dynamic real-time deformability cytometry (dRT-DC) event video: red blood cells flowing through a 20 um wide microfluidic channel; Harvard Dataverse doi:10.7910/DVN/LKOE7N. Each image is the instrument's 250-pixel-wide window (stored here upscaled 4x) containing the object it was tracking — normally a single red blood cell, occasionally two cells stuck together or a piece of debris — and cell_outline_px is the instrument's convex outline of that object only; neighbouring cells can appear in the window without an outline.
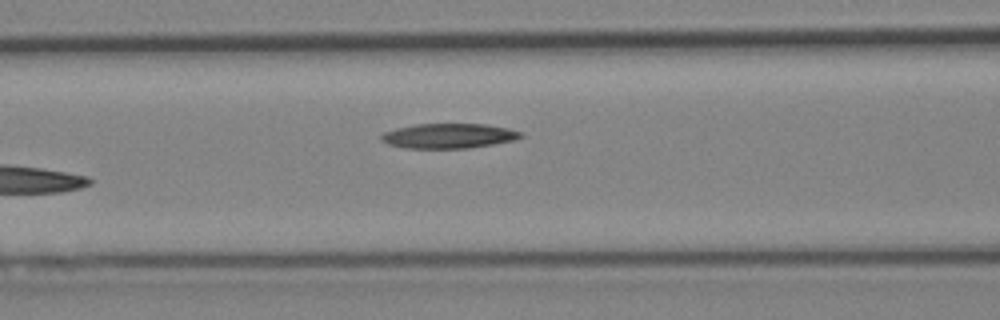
{"species": "Egyptian fruit bat (a non-hibernating species)", "species_latin": "Rousettus aegyptiacus", "temperature_condition": "cold", "stored_images_in_passage": 6, "camera_frame_rate_fps": 3000, "um_per_image_px": 0.085, "animal": {"sex": "female"}, "frame": {"image": 1, "passage_image": 6, "time_ms": 6.667, "image_size_px": [1000, 320], "cell_outline_px": [[524, 136], [516, 140], [468, 148], [408, 148], [388, 144], [380, 140], [380, 136], [384, 132], [396, 128], [416, 124], [484, 124], [508, 128], [524, 132]], "centroid_in_image_um": [38.17, 11.55], "position_along_channel_um": 128.4, "area_um2": 20.23}}